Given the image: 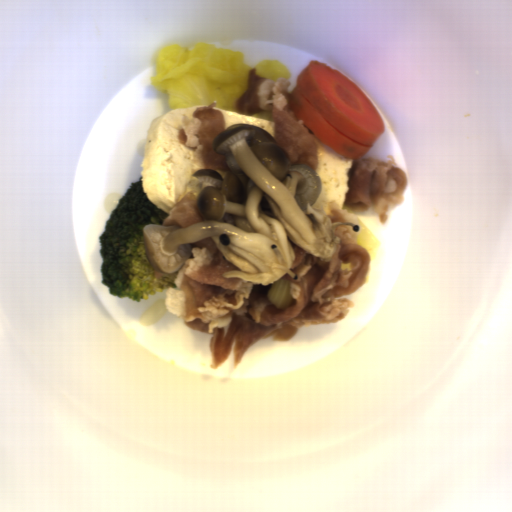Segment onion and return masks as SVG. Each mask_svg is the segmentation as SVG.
Wrapping results in <instances>:
<instances>
[{"label": "onion", "instance_id": "obj_1", "mask_svg": "<svg viewBox=\"0 0 512 512\" xmlns=\"http://www.w3.org/2000/svg\"><path fill=\"white\" fill-rule=\"evenodd\" d=\"M165 300L153 302L142 314L139 324L143 327L157 325L166 315Z\"/></svg>", "mask_w": 512, "mask_h": 512}]
</instances>
